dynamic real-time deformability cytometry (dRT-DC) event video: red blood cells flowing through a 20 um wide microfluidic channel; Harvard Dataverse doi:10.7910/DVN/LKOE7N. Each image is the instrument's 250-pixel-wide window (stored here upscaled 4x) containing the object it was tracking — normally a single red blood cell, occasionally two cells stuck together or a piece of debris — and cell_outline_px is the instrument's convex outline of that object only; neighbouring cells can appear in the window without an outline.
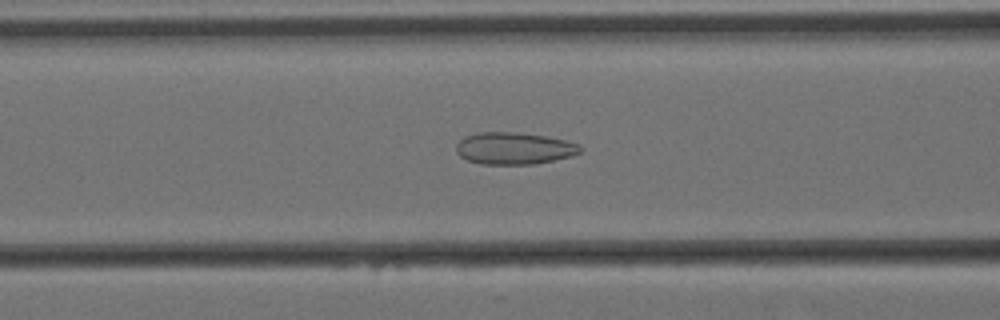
{"species": "Egyptian fruit bat (a non-hibernating species)", "species_latin": "Rousettus aegyptiacus", "temperature_condition": "cold", "stored_images_in_passage": 58, "camera_frame_rate_fps": 3000, "um_per_image_px": 0.085, "animal": {"sex": "female"}, "frame": {"image": 1, "passage_image": 22, "time_ms": 7.0, "image_size_px": [1000, 320], "cell_outline_px": [[584, 148], [580, 152], [572, 156], [536, 164], [480, 164], [468, 160], [460, 156], [456, 152], [456, 144], [464, 136], [480, 132], [516, 132], [548, 136], [580, 144]], "centroid_in_image_um": [43.72, 12.6], "position_along_channel_um": 122.9, "area_um2": 23.35}}
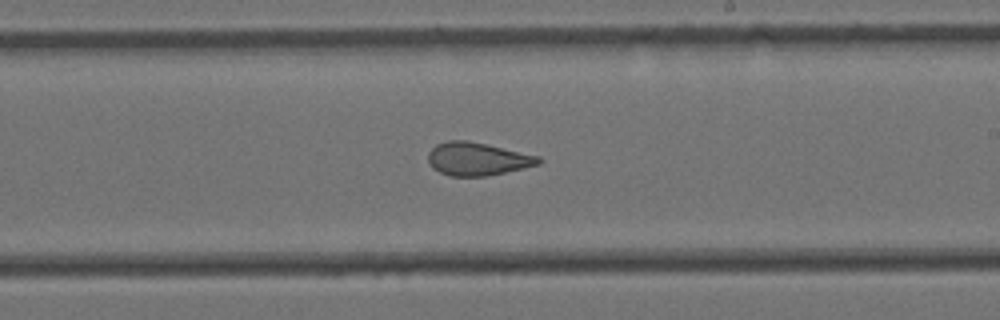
{"frame": {"image": 2, "passage_image": 33, "time_ms": 10.667, "image_size_px": [1000, 320], "cell_outline_px": [[544, 160], [540, 164], [488, 176], [452, 176], [440, 172], [432, 168], [428, 160], [428, 152], [436, 144], [448, 140], [468, 140], [540, 156]], "centroid_in_image_um": [40.59, 13.5], "position_along_channel_um": 248.4, "area_um2": 21.33}}
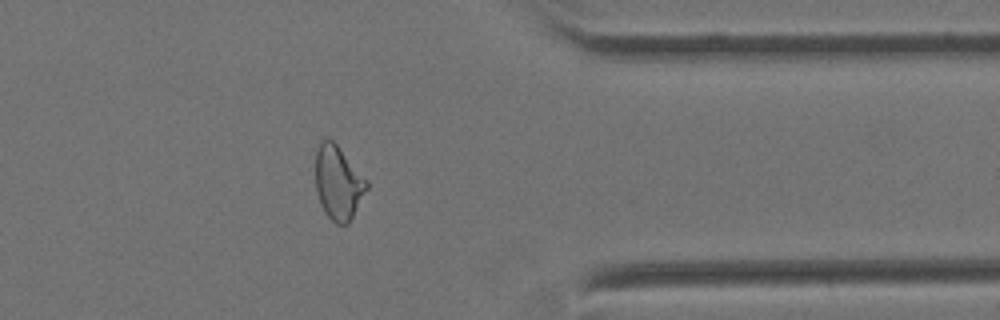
{"frame": {"image": 3, "passage_image": 46, "time_ms": 15.0, "image_size_px": [1000, 320], "cell_outline_px": [[368, 188], [348, 224], [336, 224], [324, 212], [320, 204], [316, 192], [316, 148], [320, 140], [332, 140], [336, 144], [368, 180]], "centroid_in_image_um": [28.74, 15.54], "position_along_channel_um": 382.7, "area_um2": 21.96}, "authors_computed_cell_mechanics": {"area_um2": 23.698, "velocity_mm_per_s": 3.4346, "shape_relaxation_time_tau1_ms": null, "shape_relaxation_time_tau2_ms": 2.1091, "deformation_change_tau1": null, "deformation_change_tau2": 0.0842}}